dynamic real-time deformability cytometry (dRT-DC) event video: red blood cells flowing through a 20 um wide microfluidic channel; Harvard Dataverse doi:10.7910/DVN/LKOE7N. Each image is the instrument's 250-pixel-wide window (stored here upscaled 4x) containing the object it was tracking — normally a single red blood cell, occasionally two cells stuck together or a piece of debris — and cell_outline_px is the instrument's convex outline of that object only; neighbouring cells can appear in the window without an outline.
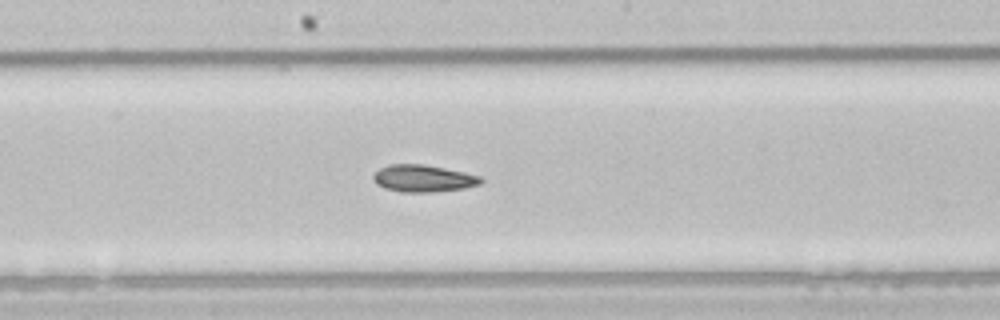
{"species": "common noctule bat (a hibernating species)", "species_latin": "Nyctalus noctula", "temperature_condition": "room temperature", "stored_images_in_passage": 40, "camera_frame_rate_fps": 3000, "um_per_image_px": 0.085, "animal": {"sex": "male", "body_mass_g": 21.5, "forearm_length_mm": 52.0}, "frame": {"image": 1, "passage_image": 16, "time_ms": 5.0, "image_size_px": [1000, 320], "cell_outline_px": [[484, 180], [480, 184], [464, 188], [432, 192], [400, 192], [384, 188], [376, 184], [372, 180], [372, 176], [380, 168], [388, 164], [424, 164], [464, 172], [480, 176]], "centroid_in_image_um": [35.95, 15.16], "position_along_channel_um": 212.3, "area_um2": 17.05}}
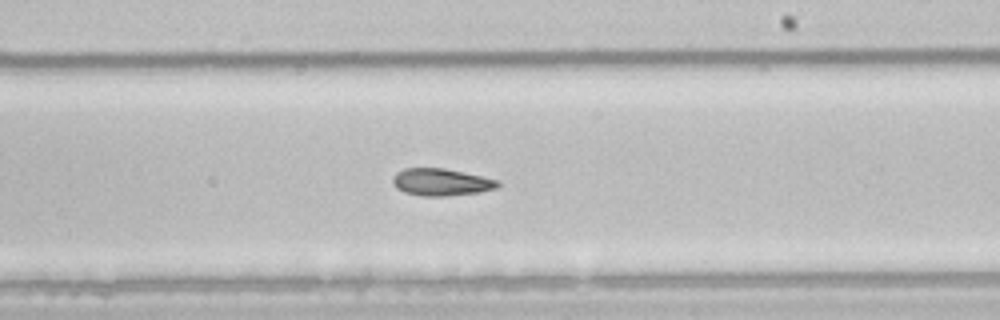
{"frame": {"image": 2, "passage_image": 19, "time_ms": 6.0, "image_size_px": [1000, 320], "cell_outline_px": [[500, 184], [496, 188], [480, 192], [444, 196], [424, 196], [404, 192], [396, 188], [392, 180], [392, 176], [396, 172], [404, 168], [444, 168], [500, 180]], "centroid_in_image_um": [37.49, 15.47], "position_along_channel_um": 251.5, "area_um2": 16.65}}
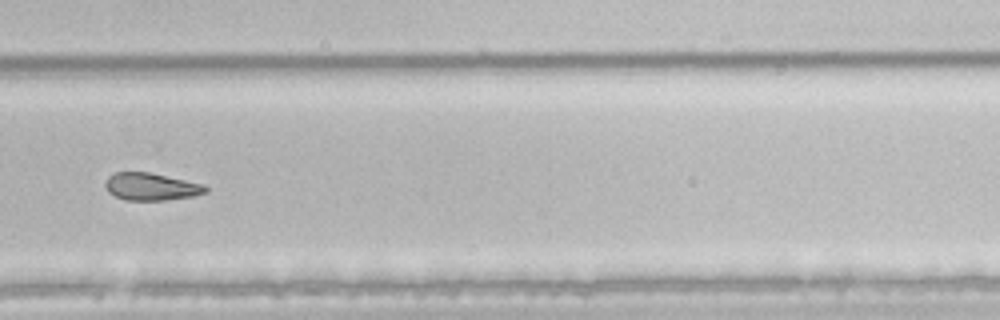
{"frame": {"image": 3, "passage_image": 24, "time_ms": 7.667, "image_size_px": [1000, 320], "cell_outline_px": [[208, 192], [192, 196], [164, 200], [124, 200], [108, 192], [104, 184], [108, 176], [116, 172], [148, 172], [204, 184], [208, 188]], "centroid_in_image_um": [12.84, 15.86], "position_along_channel_um": 317.0, "area_um2": 15.95}}